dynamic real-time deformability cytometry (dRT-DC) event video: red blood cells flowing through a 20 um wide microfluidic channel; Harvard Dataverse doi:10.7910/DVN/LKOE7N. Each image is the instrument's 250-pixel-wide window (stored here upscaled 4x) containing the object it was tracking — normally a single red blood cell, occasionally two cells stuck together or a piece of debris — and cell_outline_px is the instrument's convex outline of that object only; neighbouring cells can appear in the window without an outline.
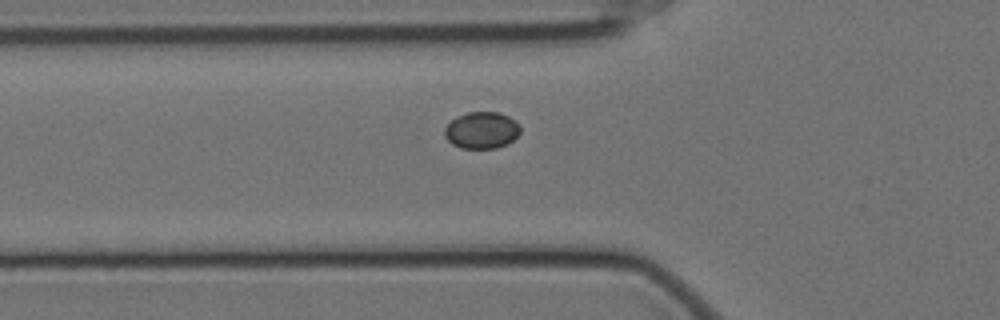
{"species": "Egyptian fruit bat (a non-hibernating species)", "species_latin": "Rousettus aegyptiacus", "temperature_condition": "cold", "stored_images_in_passage": 37, "camera_frame_rate_fps": 3000, "um_per_image_px": 0.085, "animal": {"sex": "female"}, "frame": {"image": 1, "passage_image": 2, "time_ms": 0.333, "image_size_px": [1000, 320], "cell_outline_px": [[520, 132], [508, 144], [496, 148], [460, 148], [452, 144], [444, 136], [444, 128], [456, 116], [468, 112], [500, 112], [508, 116], [520, 124]], "centroid_in_image_um": [40.94, 11.07], "position_along_channel_um": 84.9, "area_um2": 16.3}}
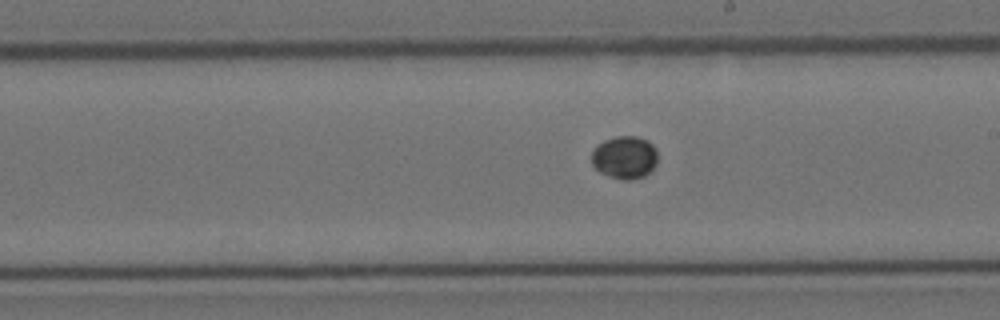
{"frame": {"image": 2, "passage_image": 11, "time_ms": 3.333, "image_size_px": [1000, 320], "cell_outline_px": [[656, 164], [644, 176], [632, 180], [620, 180], [608, 176], [600, 172], [592, 164], [592, 152], [604, 140], [616, 136], [636, 136], [648, 140], [656, 148]], "centroid_in_image_um": [53.1, 13.38], "position_along_channel_um": 235.9, "area_um2": 16.42}}
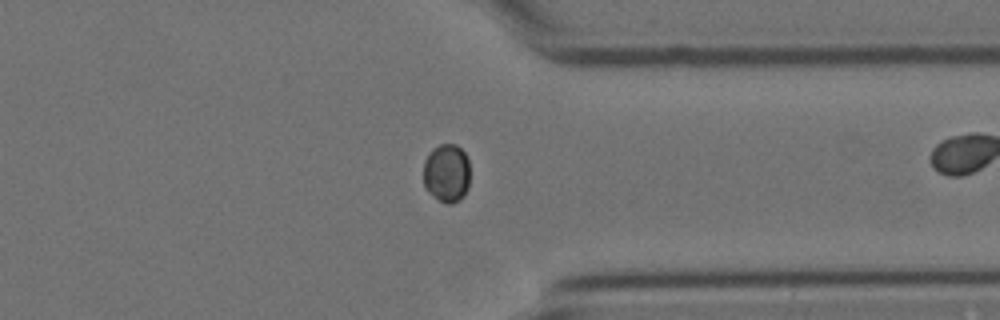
{"frame": {"image": 3, "passage_image": 23, "time_ms": 7.333, "image_size_px": [1000, 320], "cell_outline_px": [[468, 188], [464, 196], [460, 200], [452, 204], [444, 204], [432, 196], [424, 188], [424, 160], [428, 152], [432, 148], [440, 144], [456, 144], [464, 152], [468, 160]], "centroid_in_image_um": [37.94, 14.73], "position_along_channel_um": 373.5, "area_um2": 16.18}}